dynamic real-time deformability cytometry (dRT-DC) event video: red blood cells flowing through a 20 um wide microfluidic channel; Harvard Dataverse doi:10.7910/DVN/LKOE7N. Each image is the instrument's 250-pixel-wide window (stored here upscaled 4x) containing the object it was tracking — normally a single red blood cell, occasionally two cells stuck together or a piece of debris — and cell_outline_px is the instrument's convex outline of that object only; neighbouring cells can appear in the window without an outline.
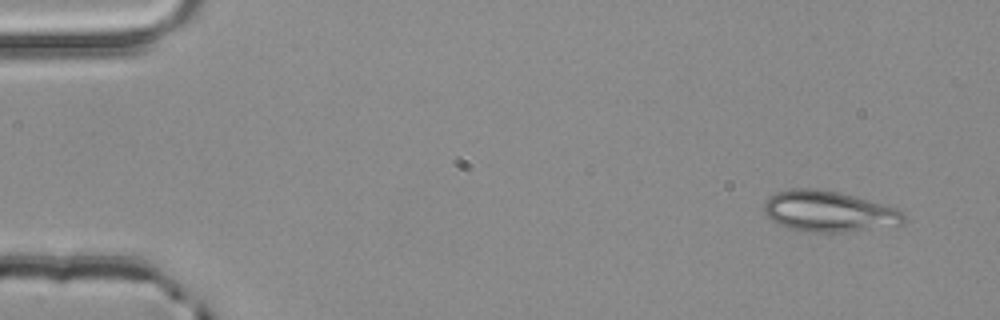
{"species": "common noctule bat (a hibernating species)", "species_latin": "Nyctalus noctula", "temperature_condition": "room temperature", "stored_images_in_passage": 5, "camera_frame_rate_fps": 3000, "um_per_image_px": 0.085, "animal": {"sex": "male", "body_mass_g": 20.4}, "frame": {"image": 1, "passage_image": 1, "time_ms": 0.0, "image_size_px": [1000, 320], "cell_outline_px": [[908, 220], [904, 224], [896, 228], [840, 232], [812, 232], [788, 228], [772, 220], [764, 212], [764, 204], [768, 196], [776, 192], [792, 188], [816, 188], [840, 192], [884, 204], [896, 208], [904, 212]], "centroid_in_image_um": [70.55, 17.98], "position_along_channel_um": 14.5, "area_um2": 34.04}}
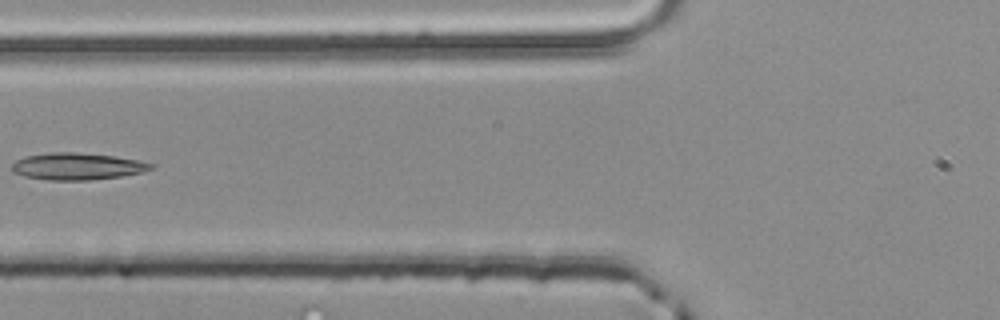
{"frame": {"image": 2, "passage_image": 5, "time_ms": 1.333, "image_size_px": [1000, 320], "cell_outline_px": [[156, 164], [152, 168], [140, 172], [120, 176], [92, 180], [48, 180], [24, 176], [12, 172], [12, 164], [16, 160], [24, 156], [52, 152], [76, 152], [112, 156], [136, 160]], "centroid_in_image_um": [6.51, 14.14], "position_along_channel_um": 119.3, "area_um2": 21.68}}